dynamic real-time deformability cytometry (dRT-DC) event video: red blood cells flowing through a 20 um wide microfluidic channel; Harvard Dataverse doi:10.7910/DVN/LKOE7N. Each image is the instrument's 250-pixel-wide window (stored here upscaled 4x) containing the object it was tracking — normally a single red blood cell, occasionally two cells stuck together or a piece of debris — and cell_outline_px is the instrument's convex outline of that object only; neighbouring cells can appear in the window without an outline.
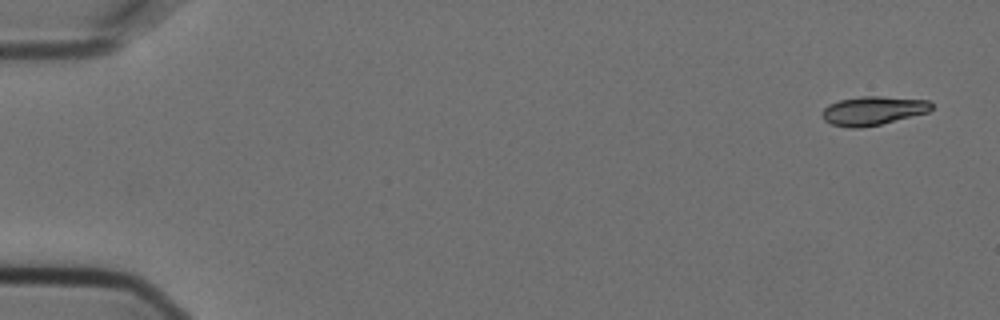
{"species": "Egyptian fruit bat (a non-hibernating species)", "species_latin": "Rousettus aegyptiacus", "temperature_condition": "cold", "stored_images_in_passage": 6, "camera_frame_rate_fps": 3000, "um_per_image_px": 0.085, "animal": {"sex": "female"}, "frame": {"image": 1, "passage_image": 1, "time_ms": 0.0, "image_size_px": [1000, 320], "cell_outline_px": [[932, 108], [928, 112], [880, 124], [860, 128], [848, 128], [832, 124], [824, 120], [820, 116], [824, 108], [828, 104], [840, 100], [860, 96], [880, 96], [928, 100], [932, 104]], "centroid_in_image_um": [74.16, 9.4], "position_along_channel_um": 10.8, "area_um2": 18.32}}
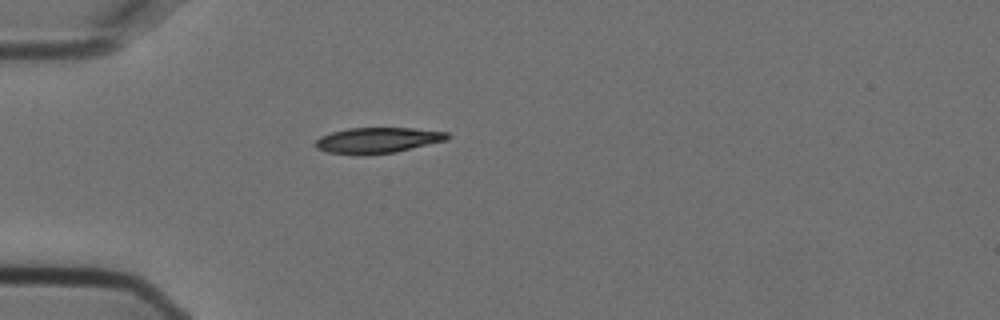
{"frame": {"image": 2, "passage_image": 5, "time_ms": 1.333, "image_size_px": [1000, 320], "cell_outline_px": [[452, 136], [448, 140], [396, 152], [364, 156], [360, 156], [328, 152], [316, 148], [316, 140], [320, 136], [332, 132], [348, 128], [412, 128], [448, 132]], "centroid_in_image_um": [32.12, 11.93], "position_along_channel_um": 52.9, "area_um2": 20.06}}